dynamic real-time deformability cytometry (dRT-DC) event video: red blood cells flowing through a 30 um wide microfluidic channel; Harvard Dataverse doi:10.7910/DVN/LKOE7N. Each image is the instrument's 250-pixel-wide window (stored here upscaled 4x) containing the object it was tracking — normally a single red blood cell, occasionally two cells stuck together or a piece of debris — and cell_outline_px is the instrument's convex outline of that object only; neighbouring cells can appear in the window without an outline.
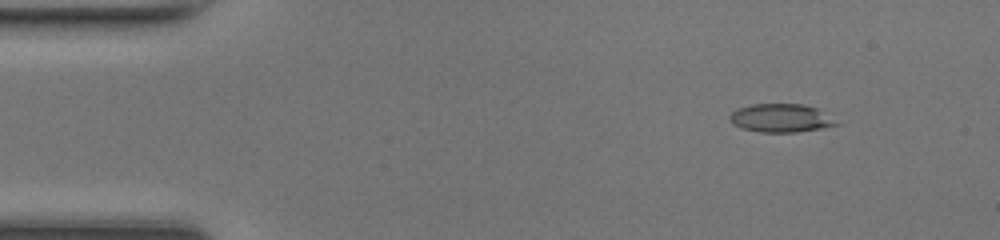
{"species": "common noctule bat (a hibernating species)", "species_latin": "Nyctalus noctula", "temperature_condition": "room temperature", "stored_images_in_passage": 45, "camera_frame_rate_fps": 3000, "um_per_image_px": 0.085, "animal": {"sex": "female", "body_mass_g": 17.0, "forearm_length_mm": 48.0}, "frame": {"image": 1, "passage_image": 3, "time_ms": 0.667, "image_size_px": [1000, 240], "cell_outline_px": [[840, 124], [820, 128], [796, 132], [760, 132], [740, 128], [732, 124], [728, 120], [728, 116], [736, 108], [752, 104], [800, 104], [820, 108]], "centroid_in_image_um": [66.33, 10.03], "position_along_channel_um": 18.7, "area_um2": 17.8}}
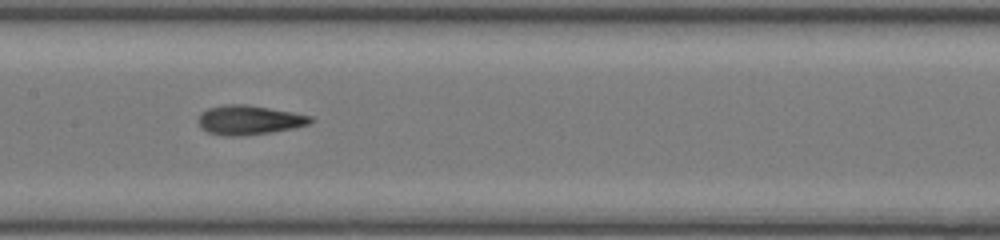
{"frame": {"image": 2, "passage_image": 21, "time_ms": 6.667, "image_size_px": [1000, 240], "cell_outline_px": [[316, 120], [308, 124], [292, 128], [272, 132], [240, 136], [224, 136], [208, 132], [200, 124], [200, 112], [208, 108], [224, 104], [248, 104], [292, 112], [312, 116]], "centroid_in_image_um": [21.2, 10.19], "position_along_channel_um": 186.2, "area_um2": 19.13}}
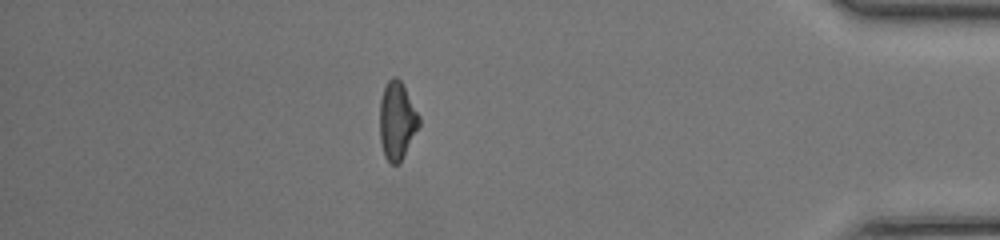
{"frame": {"image": 3, "passage_image": 39, "time_ms": 12.667, "image_size_px": [1000, 240], "cell_outline_px": [[420, 124], [400, 164], [388, 164], [384, 156], [380, 140], [380, 100], [384, 88], [388, 80], [392, 76], [396, 76], [400, 80], [420, 116]], "centroid_in_image_um": [33.74, 10.29], "position_along_channel_um": 401.5, "area_um2": 17.92}, "authors_computed_cell_mechanics": {"area_um2": 18.3804, "velocity_mm_per_s": 4.3536, "shape_relaxation_time_tau1_ms": 7.8785, "shape_relaxation_time_tau2_ms": 1.8465, "deformation_change_tau1": 0.2232, "deformation_change_tau2": 0.088}}